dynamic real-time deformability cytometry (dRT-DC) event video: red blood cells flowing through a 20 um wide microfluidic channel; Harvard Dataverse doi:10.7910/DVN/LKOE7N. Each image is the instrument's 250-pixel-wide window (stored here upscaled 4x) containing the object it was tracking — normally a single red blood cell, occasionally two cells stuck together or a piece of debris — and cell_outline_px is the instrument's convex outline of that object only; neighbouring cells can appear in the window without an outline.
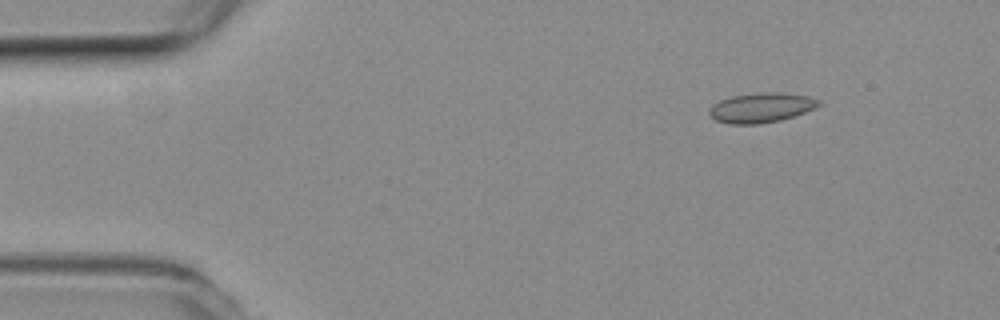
{"species": "common noctule bat (a hibernating species)", "species_latin": "Nyctalus noctula", "temperature_condition": "room temperature", "stored_images_in_passage": 48, "camera_frame_rate_fps": 3000, "um_per_image_px": 0.085, "animal": {"sex": "female", "body_mass_g": 19.3, "forearm_length_mm": 54.1}, "frame": {"image": 1, "passage_image": 1, "time_ms": 0.0, "image_size_px": [1000, 320], "cell_outline_px": [[820, 104], [816, 108], [780, 120], [760, 124], [732, 124], [716, 120], [708, 116], [708, 108], [712, 104], [720, 100], [732, 96], [764, 92], [772, 92], [808, 96], [820, 100]], "centroid_in_image_um": [64.65, 9.16], "position_along_channel_um": 20.3, "area_um2": 18.9}}
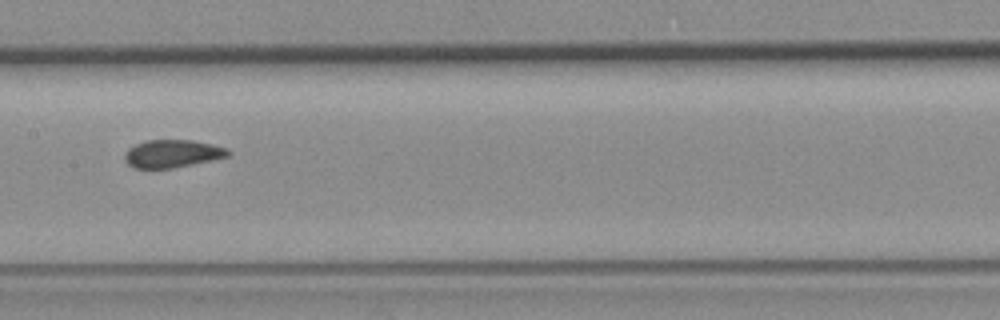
{"frame": {"image": 2, "passage_image": 21, "time_ms": 6.667, "image_size_px": [1000, 320], "cell_outline_px": [[232, 152], [228, 156], [172, 168], [132, 168], [124, 160], [124, 152], [128, 148], [144, 140], [192, 140], [212, 144], [228, 148]], "centroid_in_image_um": [14.61, 13.05], "position_along_channel_um": 192.8, "area_um2": 16.76}}
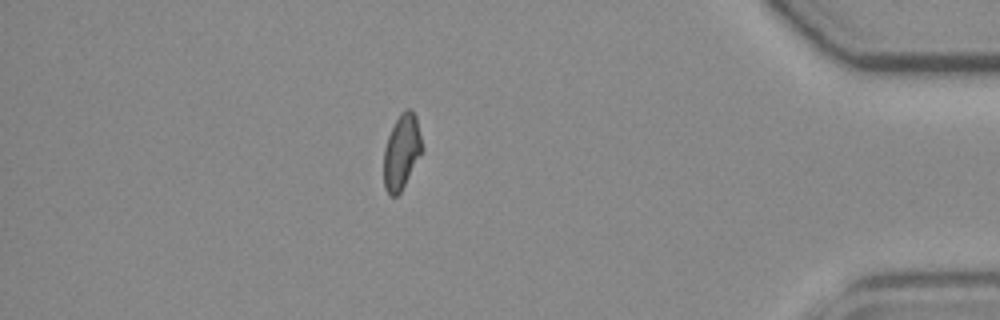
{"frame": {"image": 3, "passage_image": 41, "time_ms": 13.333, "image_size_px": [1000, 320], "cell_outline_px": [[420, 152], [400, 192], [396, 196], [388, 196], [384, 188], [384, 148], [388, 136], [400, 112], [404, 108], [408, 108], [416, 116], [420, 136]], "centroid_in_image_um": [34.08, 12.9], "position_along_channel_um": 401.1, "area_um2": 16.07}, "authors_computed_cell_mechanics": {"area_um2": 17.2244, "velocity_mm_per_s": 3.8053, "shape_relaxation_time_tau1_ms": null, "shape_relaxation_time_tau2_ms": 1.7911, "deformation_change_tau1": null, "deformation_change_tau2": 0.0457}}